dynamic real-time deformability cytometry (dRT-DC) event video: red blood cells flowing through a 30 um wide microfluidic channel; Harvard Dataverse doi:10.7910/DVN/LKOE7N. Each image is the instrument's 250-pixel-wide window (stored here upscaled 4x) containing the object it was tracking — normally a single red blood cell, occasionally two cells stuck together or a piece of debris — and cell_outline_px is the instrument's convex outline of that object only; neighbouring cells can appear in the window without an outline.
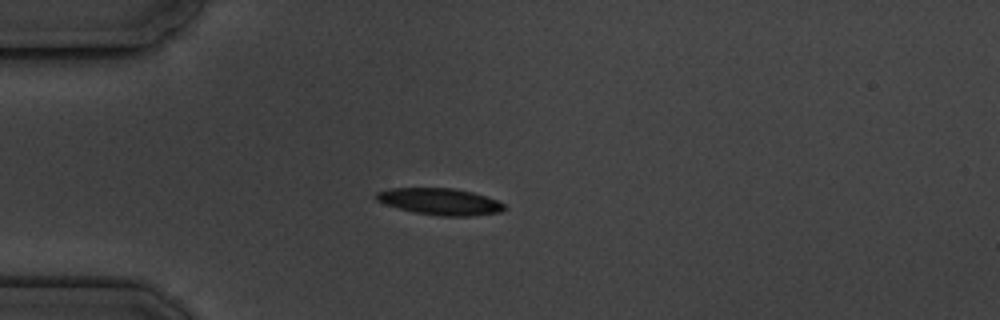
{"species": "common noctule bat (a hibernating species)", "species_latin": "Nyctalus noctula", "temperature_condition": "cold", "stored_images_in_passage": 4, "camera_frame_rate_fps": 3000, "um_per_image_px": 0.085, "animal": {"sex": "male", "body_mass_g": 19.5, "forearm_length_mm": 54.6}, "frame": {"image": 1, "passage_image": 3, "time_ms": 2.333, "image_size_px": [1000, 320], "cell_outline_px": [[508, 208], [500, 212], [472, 216], [440, 216], [416, 212], [400, 208], [376, 200], [376, 192], [392, 188], [452, 188], [472, 192], [496, 200], [504, 204]], "centroid_in_image_um": [37.44, 17.13], "position_along_channel_um": 47.6, "area_um2": 19.59}}